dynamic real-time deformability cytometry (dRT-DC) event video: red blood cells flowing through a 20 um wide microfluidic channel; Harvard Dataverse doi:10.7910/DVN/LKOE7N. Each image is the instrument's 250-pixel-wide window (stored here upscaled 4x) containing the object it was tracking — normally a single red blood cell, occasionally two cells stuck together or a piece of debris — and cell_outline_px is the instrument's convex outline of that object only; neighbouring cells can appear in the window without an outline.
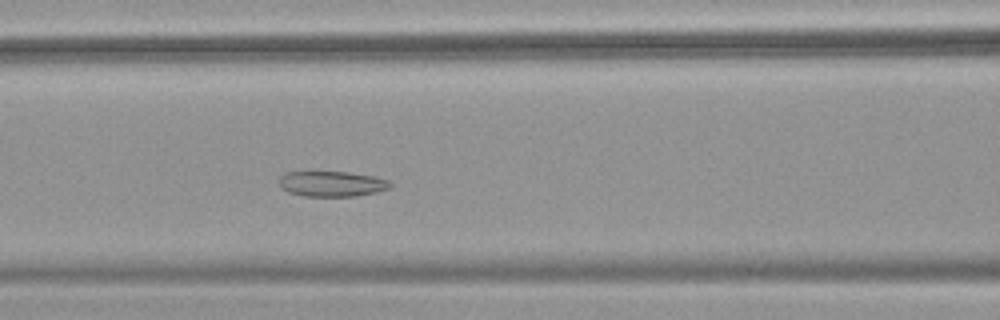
{"species": "common noctule bat (a hibernating species)", "species_latin": "Nyctalus noctula", "temperature_condition": "warm", "stored_images_in_passage": 44, "camera_frame_rate_fps": 3000, "um_per_image_px": 0.085, "animal": {"sex": "female", "body_mass_g": 18.4}, "frame": {"image": 1, "passage_image": 13, "time_ms": 4.0, "image_size_px": [1000, 320], "cell_outline_px": [[392, 184], [388, 188], [376, 192], [356, 196], [304, 196], [288, 192], [280, 188], [280, 176], [284, 172], [308, 168], [312, 168], [348, 172], [376, 176], [388, 180]], "centroid_in_image_um": [28.11, 15.56], "position_along_channel_um": 138.5, "area_um2": 17.46}}
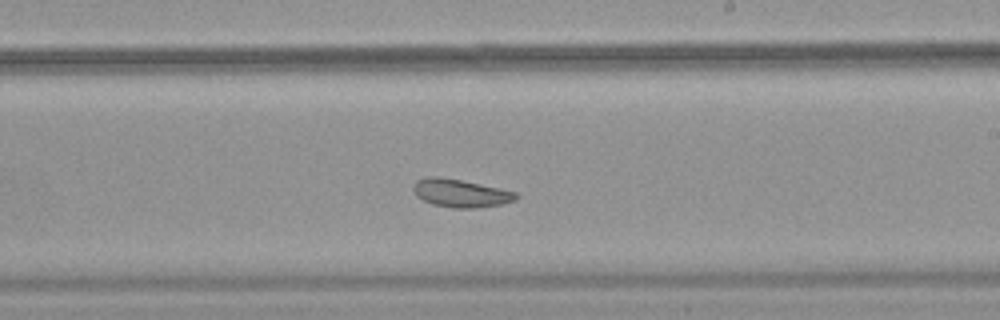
{"frame": {"image": 2, "passage_image": 22, "time_ms": 7.0, "image_size_px": [1000, 320], "cell_outline_px": [[520, 196], [516, 200], [500, 204], [476, 208], [452, 208], [432, 204], [416, 196], [412, 188], [416, 180], [428, 176], [436, 176], [460, 180], [516, 192]], "centroid_in_image_um": [39.12, 16.42], "position_along_channel_um": 249.9, "area_um2": 16.65}}
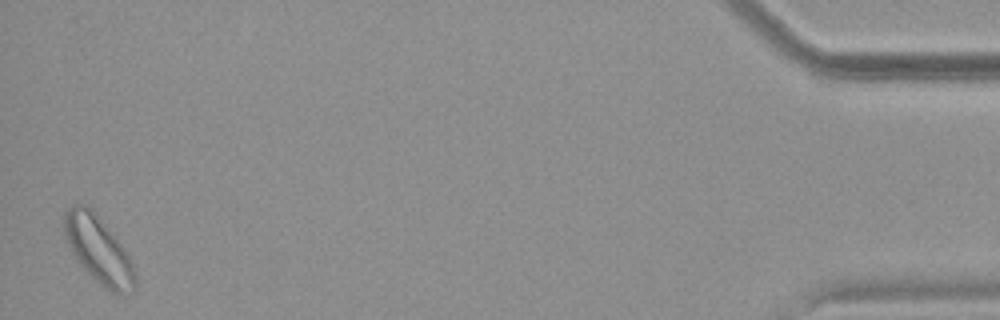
{"frame": {"image": 3, "passage_image": 43, "time_ms": 14.0, "image_size_px": [1000, 320], "cell_outline_px": [[136, 292], [124, 296], [120, 296], [112, 292], [100, 284], [80, 264], [64, 240], [64, 212], [72, 204], [88, 204], [92, 208], [124, 248], [132, 264], [136, 276]], "centroid_in_image_um": [8.38, 21.25], "position_along_channel_um": 426.8, "area_um2": 27.86}, "authors_computed_cell_mechanics": {"area_um2": 18.6694, "velocity_mm_per_s": 3.735, "shape_relaxation_time_tau1_ms": null, "shape_relaxation_time_tau2_ms": 3.2331, "deformation_change_tau1": null, "deformation_change_tau2": 0.078}}